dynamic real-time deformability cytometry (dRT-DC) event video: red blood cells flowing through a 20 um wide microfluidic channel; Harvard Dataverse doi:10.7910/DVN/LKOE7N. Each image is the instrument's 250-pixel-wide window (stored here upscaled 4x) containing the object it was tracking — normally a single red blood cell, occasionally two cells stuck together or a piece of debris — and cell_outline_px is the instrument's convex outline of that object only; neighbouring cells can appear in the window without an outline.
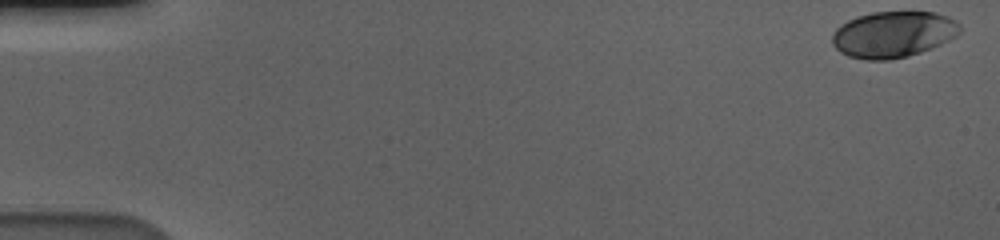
{"species": "human", "species_latin": "Homo sapiens", "temperature_condition": "cold", "stored_images_in_passage": 58, "camera_frame_rate_fps": 3000, "um_per_image_px": 0.085, "donor": {"sex": "male"}, "frame": {"image": 1, "passage_image": 1, "time_ms": 0.0, "image_size_px": [1000, 240], "cell_outline_px": [[960, 32], [956, 36], [940, 44], [920, 52], [908, 56], [888, 60], [864, 60], [848, 56], [840, 52], [832, 44], [832, 32], [840, 24], [856, 16], [872, 12], [936, 12], [948, 16], [956, 20], [960, 24]], "centroid_in_image_um": [75.9, 2.92], "position_along_channel_um": 9.1, "area_um2": 34.62}}
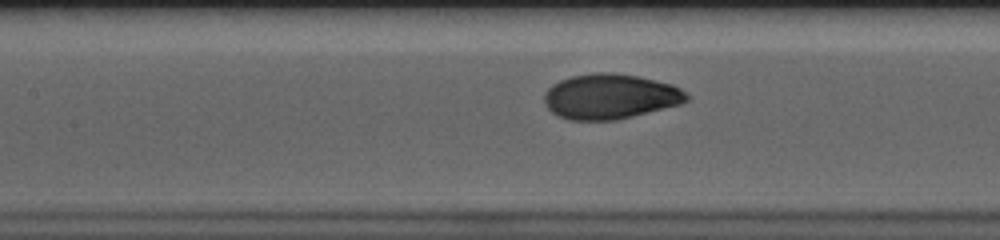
{"frame": {"image": 2, "passage_image": 27, "time_ms": 8.667, "image_size_px": [1000, 240], "cell_outline_px": [[692, 96], [688, 100], [680, 104], [616, 120], [568, 120], [552, 112], [544, 104], [544, 92], [552, 84], [560, 80], [572, 76], [596, 72], [612, 72], [636, 76], [672, 84], [680, 88]], "centroid_in_image_um": [51.86, 8.2], "position_along_channel_um": 155.5, "area_um2": 37.45}}
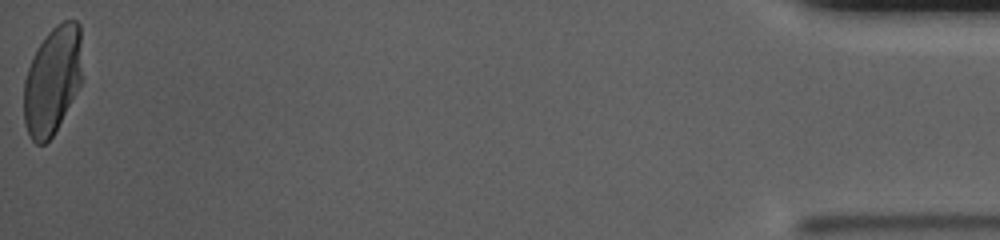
{"frame": {"image": 3, "passage_image": 58, "time_ms": 19.0, "image_size_px": [1000, 240], "cell_outline_px": [[80, 84], [52, 136], [44, 144], [36, 144], [32, 140], [24, 124], [24, 80], [28, 68], [36, 48], [48, 32], [56, 24], [64, 20], [76, 20], [80, 24]], "centroid_in_image_um": [4.42, 6.81], "position_along_channel_um": 430.8, "area_um2": 36.18}, "authors_computed_cell_mechanics": {"area_um2": 36.4718, "velocity_mm_per_s": 3.5697, "shape_relaxation_time_tau1_ms": 3.2534, "shape_relaxation_time_tau2_ms": null, "deformation_change_tau1": 0.1638, "deformation_change_tau2": null}}